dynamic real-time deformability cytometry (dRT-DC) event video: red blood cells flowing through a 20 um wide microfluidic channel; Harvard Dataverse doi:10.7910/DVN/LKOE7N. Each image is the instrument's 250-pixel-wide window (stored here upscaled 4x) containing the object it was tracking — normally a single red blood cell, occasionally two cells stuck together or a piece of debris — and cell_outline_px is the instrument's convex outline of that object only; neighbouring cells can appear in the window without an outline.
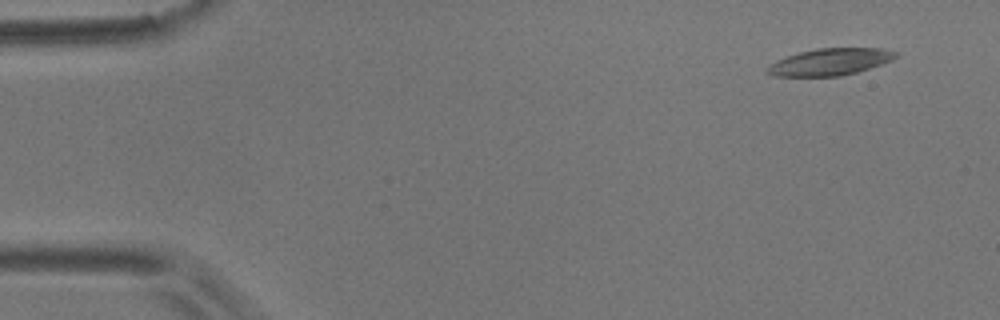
{"species": "common noctule bat (a hibernating species)", "species_latin": "Nyctalus noctula", "temperature_condition": "room temperature", "stored_images_in_passage": 9, "camera_frame_rate_fps": 3000, "um_per_image_px": 0.085, "animal": {"sex": "male", "body_mass_g": 17.9}, "frame": {"image": 1, "passage_image": 1, "time_ms": 0.0, "image_size_px": [1000, 320], "cell_outline_px": [[900, 52], [892, 60], [856, 72], [840, 76], [772, 76], [764, 72], [764, 68], [768, 64], [776, 60], [800, 52], [816, 48], [880, 48]], "centroid_in_image_um": [70.49, 5.26], "position_along_channel_um": 14.5, "area_um2": 20.17}}
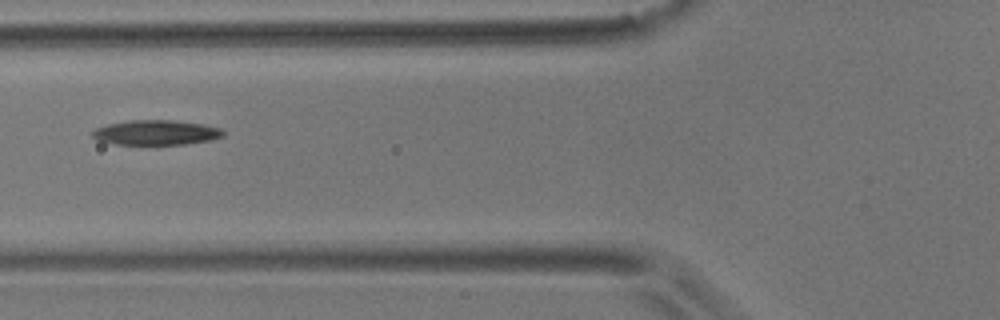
{"frame": {"image": 2, "passage_image": 6, "time_ms": 1.667, "image_size_px": [1000, 320], "cell_outline_px": [[224, 136], [212, 140], [184, 144], [116, 144], [100, 140], [92, 136], [92, 132], [96, 128], [108, 124], [128, 120], [172, 120], [200, 124], [220, 128], [224, 132]], "centroid_in_image_um": [13.28, 11.26], "position_along_channel_um": 112.5, "area_um2": 18.73}}
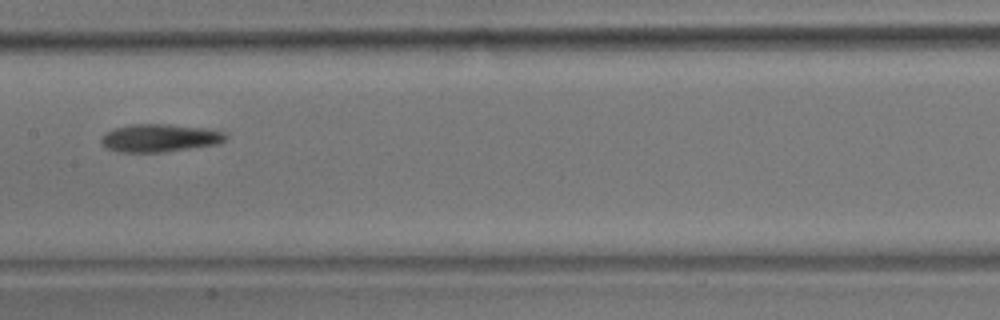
{"frame": {"image": 3, "passage_image": 8, "time_ms": 2.333, "image_size_px": [1000, 320], "cell_outline_px": [[228, 136], [224, 140], [216, 144], [164, 152], [120, 152], [108, 148], [100, 144], [100, 140], [108, 132], [116, 128], [132, 124], [168, 124], [208, 128], [224, 132]], "centroid_in_image_um": [13.59, 11.72], "position_along_channel_um": 193.8, "area_um2": 20.06}}